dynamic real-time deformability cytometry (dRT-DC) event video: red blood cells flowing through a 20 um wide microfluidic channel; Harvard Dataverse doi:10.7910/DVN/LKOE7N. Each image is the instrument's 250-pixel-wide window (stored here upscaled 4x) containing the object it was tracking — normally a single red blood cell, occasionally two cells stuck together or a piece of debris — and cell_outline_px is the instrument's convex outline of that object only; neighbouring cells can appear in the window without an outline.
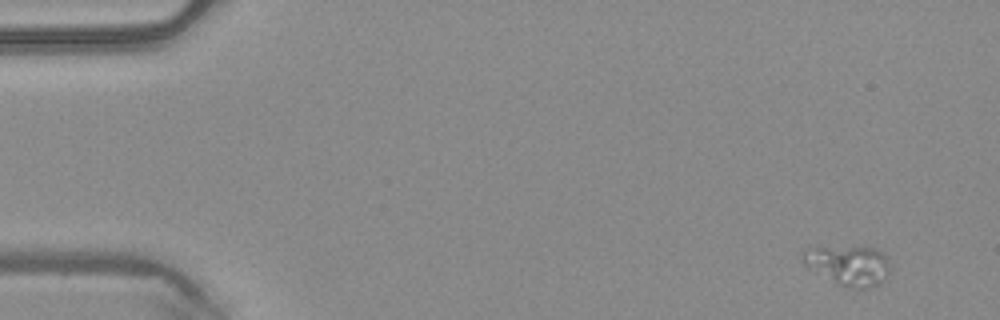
{"species": "common noctule bat (a hibernating species)", "species_latin": "Nyctalus noctula", "temperature_condition": "warm", "stored_images_in_passage": 6, "camera_frame_rate_fps": 3000, "um_per_image_px": 0.085, "animal": {"sex": "male", "body_mass_g": 20.4}, "frame": {"image": 1, "passage_image": 1, "time_ms": 0.0, "image_size_px": [1000, 320], "cell_outline_px": [[892, 268], [880, 284], [868, 288], [844, 288], [836, 284], [808, 268], [804, 264], [804, 248], [812, 244], [876, 248], [884, 256]], "centroid_in_image_um": [72.06, 22.52], "position_along_channel_um": 12.9, "area_um2": 21.04}}
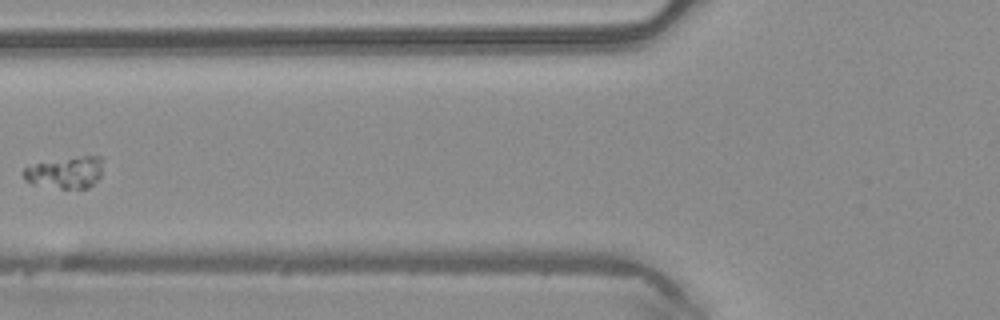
{"frame": {"image": 2, "passage_image": 5, "time_ms": 1.333, "image_size_px": [1000, 320], "cell_outline_px": [[104, 160], [100, 176], [88, 188], [60, 188], [32, 184], [24, 180], [20, 172], [24, 168], [36, 164], [84, 156], [100, 156]], "centroid_in_image_um": [5.56, 14.67], "position_along_channel_um": 120.2, "area_um2": 14.51}}
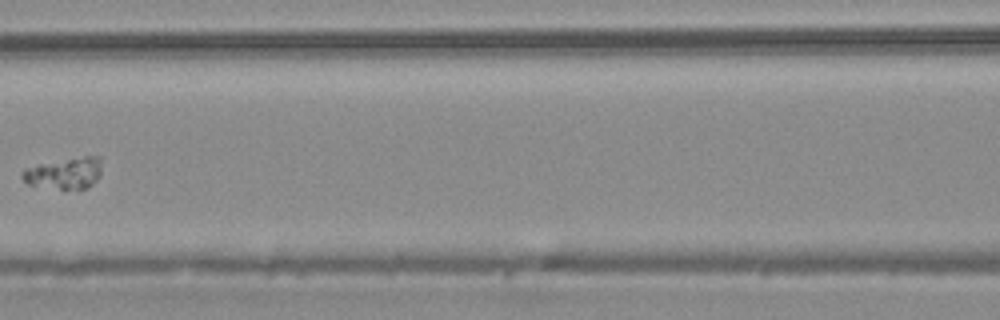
{"frame": {"image": 3, "passage_image": 6, "time_ms": 1.667, "image_size_px": [1000, 320], "cell_outline_px": [[100, 176], [88, 188], [64, 192], [28, 184], [20, 176], [20, 172], [24, 168], [40, 164], [84, 156], [100, 156]], "centroid_in_image_um": [5.46, 14.78], "position_along_channel_um": 161.1, "area_um2": 15.03}}